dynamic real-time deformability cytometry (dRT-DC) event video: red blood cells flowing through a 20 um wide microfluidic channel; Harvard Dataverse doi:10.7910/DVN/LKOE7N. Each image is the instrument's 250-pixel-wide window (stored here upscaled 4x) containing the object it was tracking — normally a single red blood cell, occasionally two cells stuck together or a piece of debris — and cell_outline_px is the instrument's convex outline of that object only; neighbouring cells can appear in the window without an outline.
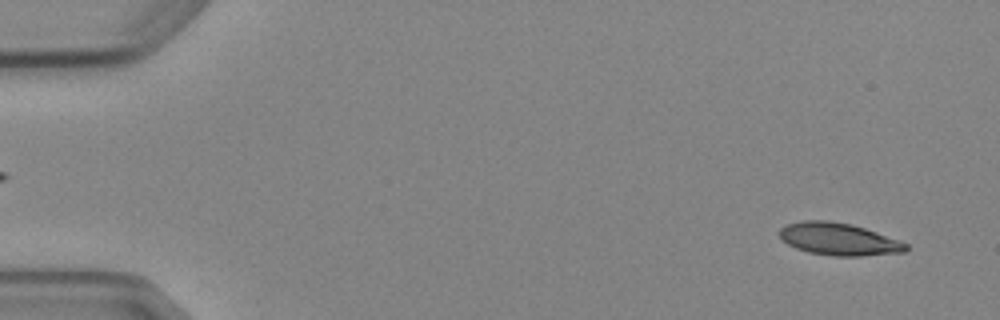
{"species": "Egyptian fruit bat (a non-hibernating species)", "species_latin": "Rousettus aegyptiacus", "temperature_condition": "cold", "stored_images_in_passage": 5, "segment_of_instrument_passage": [2, 2], "camera_frame_rate_fps": 3000, "um_per_image_px": 0.085, "animal": {"sex": "female"}, "frame": {"image": 1, "passage_image": 5, "time_ms": 5.667, "image_size_px": [1000, 320], "cell_outline_px": [[908, 248], [904, 252], [860, 256], [832, 256], [808, 252], [796, 248], [788, 244], [780, 236], [780, 228], [788, 224], [804, 220], [828, 220], [852, 224], [900, 240], [908, 244]], "centroid_in_image_um": [71.31, 20.33], "position_along_channel_um": 13.7, "area_um2": 23.76}}